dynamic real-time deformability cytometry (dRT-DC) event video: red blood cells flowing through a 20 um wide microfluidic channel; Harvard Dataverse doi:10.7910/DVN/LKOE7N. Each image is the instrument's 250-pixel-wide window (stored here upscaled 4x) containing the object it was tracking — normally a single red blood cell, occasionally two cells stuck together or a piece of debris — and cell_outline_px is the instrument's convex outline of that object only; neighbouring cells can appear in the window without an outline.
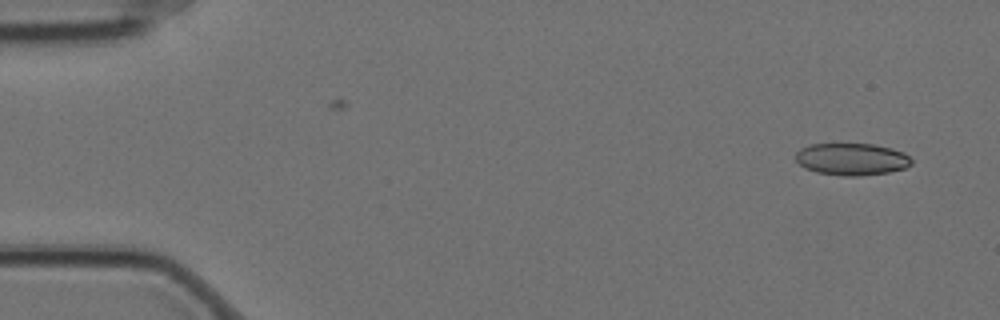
{"species": "Egyptian fruit bat (a non-hibernating species)", "species_latin": "Rousettus aegyptiacus", "temperature_condition": "cold", "stored_images_in_passage": 3, "camera_frame_rate_fps": 3000, "um_per_image_px": 0.085, "animal": {"sex": "female"}, "frame": {"image": 1, "passage_image": 3, "time_ms": 0.667, "image_size_px": [1000, 320], "cell_outline_px": [[912, 164], [904, 168], [888, 172], [860, 176], [844, 176], [816, 172], [804, 168], [796, 160], [796, 152], [800, 148], [812, 144], [876, 144], [892, 148], [904, 152], [912, 160]], "centroid_in_image_um": [72.4, 13.53], "position_along_channel_um": 12.6, "area_um2": 21.73}}